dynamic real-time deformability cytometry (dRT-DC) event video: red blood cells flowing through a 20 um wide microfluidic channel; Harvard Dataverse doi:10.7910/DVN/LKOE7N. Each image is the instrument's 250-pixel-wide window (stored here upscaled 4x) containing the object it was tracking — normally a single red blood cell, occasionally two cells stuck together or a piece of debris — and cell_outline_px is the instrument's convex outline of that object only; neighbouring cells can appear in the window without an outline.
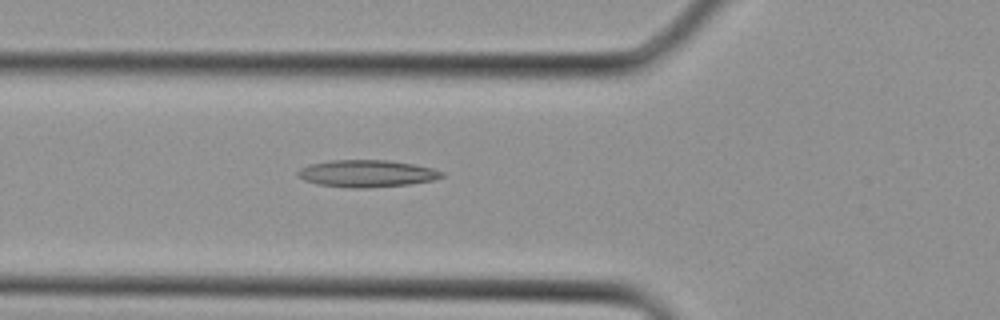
{"species": "Egyptian fruit bat (a non-hibernating species)", "species_latin": "Rousettus aegyptiacus", "temperature_condition": "cold", "stored_images_in_passage": 3, "camera_frame_rate_fps": 3000, "um_per_image_px": 0.085, "animal": {"sex": "female"}, "frame": {"image": 1, "passage_image": 3, "time_ms": 0.667, "image_size_px": [1000, 320], "cell_outline_px": [[444, 176], [432, 180], [408, 184], [364, 188], [348, 188], [316, 184], [304, 180], [296, 172], [300, 168], [308, 164], [332, 160], [388, 160], [412, 164], [432, 168], [444, 172]], "centroid_in_image_um": [31.14, 14.75], "position_along_channel_um": 94.7, "area_um2": 22.66}}